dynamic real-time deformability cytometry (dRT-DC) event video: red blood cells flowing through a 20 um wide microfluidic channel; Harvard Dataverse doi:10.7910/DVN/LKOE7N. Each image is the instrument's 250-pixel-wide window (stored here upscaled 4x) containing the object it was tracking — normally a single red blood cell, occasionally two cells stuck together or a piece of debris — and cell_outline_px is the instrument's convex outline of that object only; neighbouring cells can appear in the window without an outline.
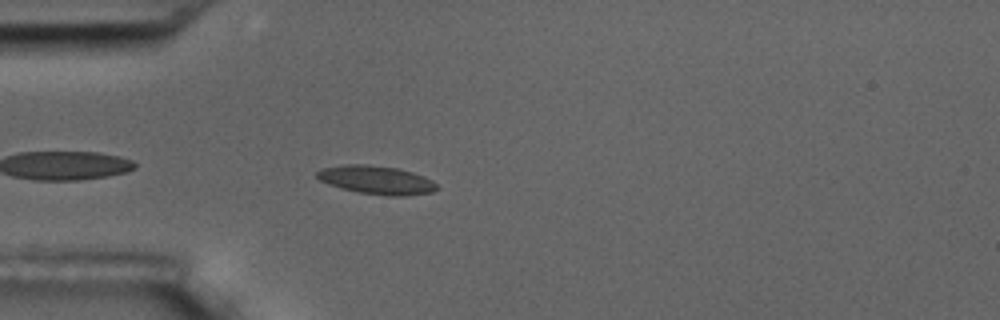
{"species": "common noctule bat (a hibernating species)", "species_latin": "Nyctalus noctula", "temperature_condition": "room temperature", "stored_images_in_passage": 5, "camera_frame_rate_fps": 3000, "um_per_image_px": 0.085, "animal": {"sex": "male", "body_mass_g": 17.5, "forearm_length_mm": 52.3}, "frame": {"image": 1, "passage_image": 5, "time_ms": 4.667, "image_size_px": [1000, 320], "cell_outline_px": [[440, 188], [432, 192], [404, 196], [388, 196], [360, 192], [340, 188], [328, 184], [320, 180], [316, 176], [316, 172], [320, 168], [344, 164], [368, 164], [400, 168], [424, 176], [432, 180]], "centroid_in_image_um": [32.0, 15.29], "position_along_channel_um": 53.0, "area_um2": 20.11}}